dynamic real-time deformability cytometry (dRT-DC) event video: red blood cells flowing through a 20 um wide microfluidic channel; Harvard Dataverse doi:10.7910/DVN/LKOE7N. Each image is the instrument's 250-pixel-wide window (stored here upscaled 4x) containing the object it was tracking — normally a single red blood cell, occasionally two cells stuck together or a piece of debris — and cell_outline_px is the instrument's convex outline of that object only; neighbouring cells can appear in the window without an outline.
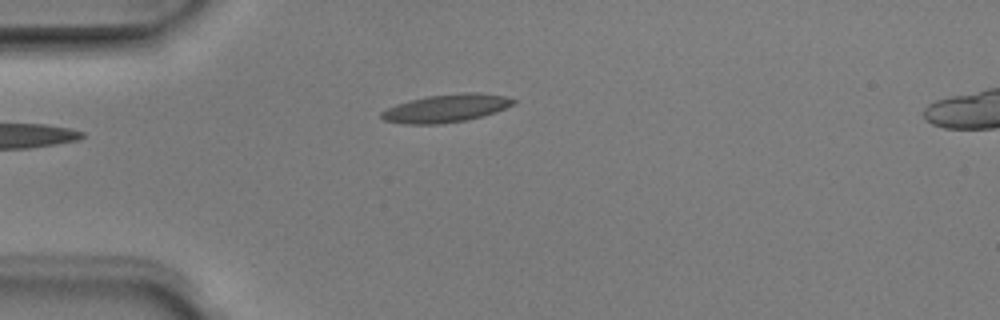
{"species": "Egyptian fruit bat (a non-hibernating species)", "species_latin": "Rousettus aegyptiacus", "temperature_condition": "room temperature", "stored_images_in_passage": 3, "camera_frame_rate_fps": 3000, "um_per_image_px": 0.085, "animal": {"sex": "male"}, "frame": {"image": 1, "passage_image": 3, "time_ms": 0.667, "image_size_px": [1000, 320], "cell_outline_px": [[516, 100], [512, 104], [496, 112], [484, 116], [468, 120], [440, 124], [404, 124], [384, 120], [380, 116], [380, 112], [396, 104], [428, 96], [464, 92], [476, 92], [504, 96]], "centroid_in_image_um": [37.91, 9.21], "position_along_channel_um": 47.1, "area_um2": 21.39}}